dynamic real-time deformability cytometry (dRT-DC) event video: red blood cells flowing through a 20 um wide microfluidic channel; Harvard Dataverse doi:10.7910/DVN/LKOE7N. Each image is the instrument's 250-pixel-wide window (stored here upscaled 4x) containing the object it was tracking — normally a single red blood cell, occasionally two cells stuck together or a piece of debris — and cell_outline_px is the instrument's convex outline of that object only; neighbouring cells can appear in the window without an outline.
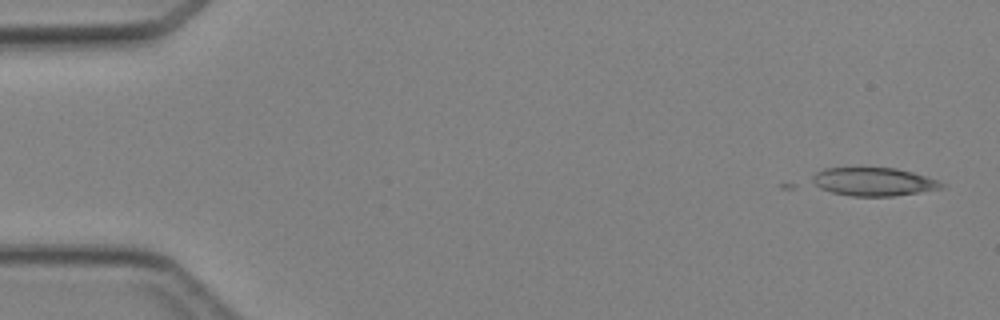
{"species": "Egyptian fruit bat (a non-hibernating species)", "species_latin": "Rousettus aegyptiacus", "temperature_condition": "cold", "stored_images_in_passage": 4, "camera_frame_rate_fps": 3000, "um_per_image_px": 0.085, "animal": {"sex": "female"}, "frame": {"image": 1, "passage_image": 1, "time_ms": 0.0, "image_size_px": [1000, 320], "cell_outline_px": [[948, 184], [944, 188], [920, 192], [892, 196], [852, 196], [832, 192], [820, 188], [812, 180], [812, 176], [816, 172], [824, 168], [860, 164], [896, 168], [912, 172], [940, 180]], "centroid_in_image_um": [74.27, 15.39], "position_along_channel_um": 10.7, "area_um2": 22.37}}
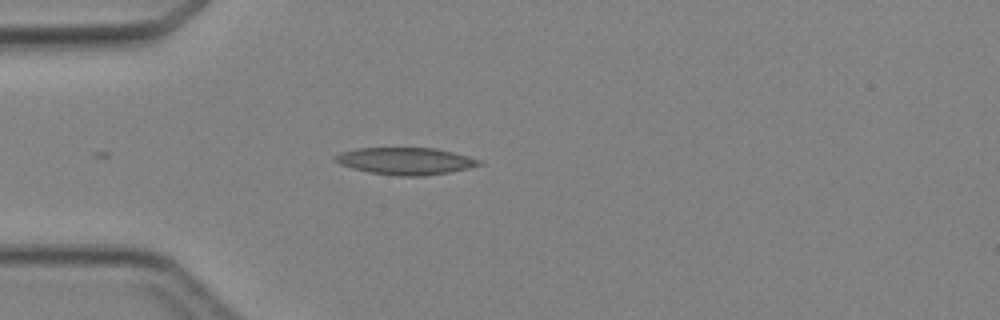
{"frame": {"image": 2, "passage_image": 4, "time_ms": 3.667, "image_size_px": [1000, 320], "cell_outline_px": [[484, 164], [468, 168], [448, 172], [424, 176], [396, 176], [368, 172], [352, 168], [340, 164], [336, 160], [336, 156], [340, 152], [356, 148], [436, 148], [468, 156], [480, 160]], "centroid_in_image_um": [34.48, 13.69], "position_along_channel_um": 50.5, "area_um2": 22.6}}